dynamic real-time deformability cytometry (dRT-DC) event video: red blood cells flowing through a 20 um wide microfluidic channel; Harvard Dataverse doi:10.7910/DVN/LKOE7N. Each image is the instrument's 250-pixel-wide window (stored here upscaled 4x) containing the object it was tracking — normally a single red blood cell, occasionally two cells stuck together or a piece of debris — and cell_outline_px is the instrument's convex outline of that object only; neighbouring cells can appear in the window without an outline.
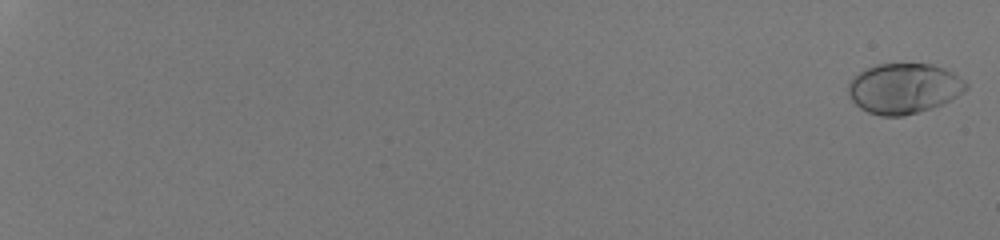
{"species": "human", "species_latin": "Homo sapiens", "temperature_condition": "room temperature", "stored_images_in_passage": 55, "camera_frame_rate_fps": 3000, "um_per_image_px": 0.085, "donor": {"sex": "male"}, "frame": {"image": 1, "passage_image": 1, "time_ms": 0.0, "image_size_px": [1000, 240], "cell_outline_px": [[968, 88], [964, 92], [932, 108], [904, 116], [880, 116], [868, 112], [860, 108], [852, 100], [848, 92], [848, 84], [860, 72], [876, 64], [932, 64], [944, 68], [952, 72], [964, 80], [968, 84]], "centroid_in_image_um": [76.84, 7.52], "position_along_channel_um": 8.2, "area_um2": 34.28}}
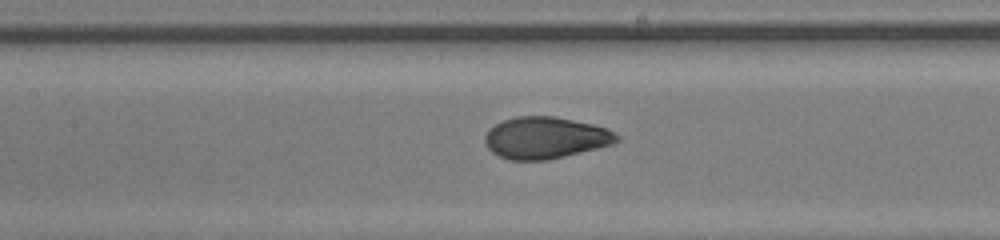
{"frame": {"image": 2, "passage_image": 32, "time_ms": 10.333, "image_size_px": [1000, 240], "cell_outline_px": [[620, 140], [612, 144], [548, 160], [508, 160], [492, 152], [488, 148], [484, 140], [484, 136], [488, 128], [504, 120], [516, 116], [556, 116], [592, 124], [608, 128], [616, 132], [620, 136]], "centroid_in_image_um": [46.36, 11.7], "position_along_channel_um": 161.0, "area_um2": 32.19}}
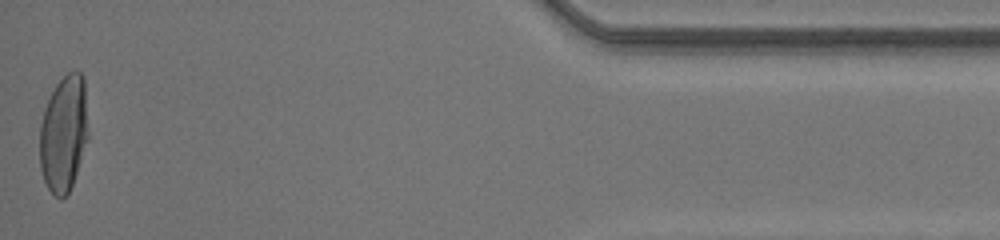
{"frame": {"image": 3, "passage_image": 55, "time_ms": 18.0, "image_size_px": [1000, 240], "cell_outline_px": [[88, 140], [72, 184], [68, 192], [60, 200], [48, 188], [44, 180], [40, 168], [40, 124], [44, 108], [56, 84], [68, 72], [80, 72], [84, 76], [88, 136]], "centroid_in_image_um": [5.41, 11.35], "position_along_channel_um": 429.8, "area_um2": 32.77}, "authors_computed_cell_mechanics": {"area_um2": 32.4836, "velocity_mm_per_s": 4.2347, "shape_relaxation_time_tau1_ms": 3.3199, "shape_relaxation_time_tau2_ms": null, "deformation_change_tau1": 0.1912, "deformation_change_tau2": null}}